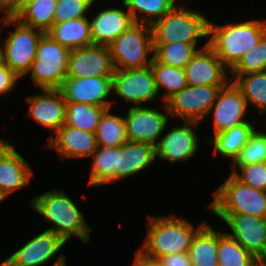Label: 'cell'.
I'll list each match as a JSON object with an SVG mask.
<instances>
[{
  "mask_svg": "<svg viewBox=\"0 0 266 266\" xmlns=\"http://www.w3.org/2000/svg\"><path fill=\"white\" fill-rule=\"evenodd\" d=\"M248 105L240 89L232 80L219 90L215 103L210 107L213 114L214 134L221 133L247 122L244 118Z\"/></svg>",
  "mask_w": 266,
  "mask_h": 266,
  "instance_id": "15",
  "label": "cell"
},
{
  "mask_svg": "<svg viewBox=\"0 0 266 266\" xmlns=\"http://www.w3.org/2000/svg\"><path fill=\"white\" fill-rule=\"evenodd\" d=\"M160 261L162 266H192L188 252L167 255Z\"/></svg>",
  "mask_w": 266,
  "mask_h": 266,
  "instance_id": "41",
  "label": "cell"
},
{
  "mask_svg": "<svg viewBox=\"0 0 266 266\" xmlns=\"http://www.w3.org/2000/svg\"><path fill=\"white\" fill-rule=\"evenodd\" d=\"M152 107H129L124 116L128 141L149 143L156 146L169 123V112Z\"/></svg>",
  "mask_w": 266,
  "mask_h": 266,
  "instance_id": "12",
  "label": "cell"
},
{
  "mask_svg": "<svg viewBox=\"0 0 266 266\" xmlns=\"http://www.w3.org/2000/svg\"><path fill=\"white\" fill-rule=\"evenodd\" d=\"M66 242L51 231L45 230L27 241L7 260L13 266H43L56 255Z\"/></svg>",
  "mask_w": 266,
  "mask_h": 266,
  "instance_id": "19",
  "label": "cell"
},
{
  "mask_svg": "<svg viewBox=\"0 0 266 266\" xmlns=\"http://www.w3.org/2000/svg\"><path fill=\"white\" fill-rule=\"evenodd\" d=\"M233 77V82L240 89L247 105H254L263 116L266 113V70Z\"/></svg>",
  "mask_w": 266,
  "mask_h": 266,
  "instance_id": "29",
  "label": "cell"
},
{
  "mask_svg": "<svg viewBox=\"0 0 266 266\" xmlns=\"http://www.w3.org/2000/svg\"><path fill=\"white\" fill-rule=\"evenodd\" d=\"M177 4L176 0H123L122 6L127 9L134 23L152 25L169 13ZM138 13L145 15L138 16ZM147 15V16H146ZM142 20V21H140Z\"/></svg>",
  "mask_w": 266,
  "mask_h": 266,
  "instance_id": "30",
  "label": "cell"
},
{
  "mask_svg": "<svg viewBox=\"0 0 266 266\" xmlns=\"http://www.w3.org/2000/svg\"><path fill=\"white\" fill-rule=\"evenodd\" d=\"M198 125L199 123L184 121V125L172 127L160 137L159 143L155 146L156 158L170 163L187 162L198 150Z\"/></svg>",
  "mask_w": 266,
  "mask_h": 266,
  "instance_id": "17",
  "label": "cell"
},
{
  "mask_svg": "<svg viewBox=\"0 0 266 266\" xmlns=\"http://www.w3.org/2000/svg\"><path fill=\"white\" fill-rule=\"evenodd\" d=\"M10 145L8 141L0 138V154Z\"/></svg>",
  "mask_w": 266,
  "mask_h": 266,
  "instance_id": "45",
  "label": "cell"
},
{
  "mask_svg": "<svg viewBox=\"0 0 266 266\" xmlns=\"http://www.w3.org/2000/svg\"><path fill=\"white\" fill-rule=\"evenodd\" d=\"M218 266H258L254 258L239 242L227 232L218 231Z\"/></svg>",
  "mask_w": 266,
  "mask_h": 266,
  "instance_id": "31",
  "label": "cell"
},
{
  "mask_svg": "<svg viewBox=\"0 0 266 266\" xmlns=\"http://www.w3.org/2000/svg\"><path fill=\"white\" fill-rule=\"evenodd\" d=\"M48 139L47 147L56 150L61 158L90 157L98 148L96 134L64 124Z\"/></svg>",
  "mask_w": 266,
  "mask_h": 266,
  "instance_id": "20",
  "label": "cell"
},
{
  "mask_svg": "<svg viewBox=\"0 0 266 266\" xmlns=\"http://www.w3.org/2000/svg\"><path fill=\"white\" fill-rule=\"evenodd\" d=\"M257 162H266V132L258 129L250 136L247 144L232 162L231 173L233 174L241 166Z\"/></svg>",
  "mask_w": 266,
  "mask_h": 266,
  "instance_id": "36",
  "label": "cell"
},
{
  "mask_svg": "<svg viewBox=\"0 0 266 266\" xmlns=\"http://www.w3.org/2000/svg\"><path fill=\"white\" fill-rule=\"evenodd\" d=\"M218 231L205 223L192 239L188 254L192 266H218Z\"/></svg>",
  "mask_w": 266,
  "mask_h": 266,
  "instance_id": "26",
  "label": "cell"
},
{
  "mask_svg": "<svg viewBox=\"0 0 266 266\" xmlns=\"http://www.w3.org/2000/svg\"><path fill=\"white\" fill-rule=\"evenodd\" d=\"M109 108L85 103H66L65 124L96 133L103 113Z\"/></svg>",
  "mask_w": 266,
  "mask_h": 266,
  "instance_id": "33",
  "label": "cell"
},
{
  "mask_svg": "<svg viewBox=\"0 0 266 266\" xmlns=\"http://www.w3.org/2000/svg\"><path fill=\"white\" fill-rule=\"evenodd\" d=\"M112 91L134 107L151 102L158 95L151 66L125 70H114Z\"/></svg>",
  "mask_w": 266,
  "mask_h": 266,
  "instance_id": "11",
  "label": "cell"
},
{
  "mask_svg": "<svg viewBox=\"0 0 266 266\" xmlns=\"http://www.w3.org/2000/svg\"><path fill=\"white\" fill-rule=\"evenodd\" d=\"M240 173H239V171ZM233 175L242 183L257 190L266 191V162L241 166Z\"/></svg>",
  "mask_w": 266,
  "mask_h": 266,
  "instance_id": "39",
  "label": "cell"
},
{
  "mask_svg": "<svg viewBox=\"0 0 266 266\" xmlns=\"http://www.w3.org/2000/svg\"><path fill=\"white\" fill-rule=\"evenodd\" d=\"M70 50L55 41L47 32L37 45L35 59L32 63V81L40 89H59L67 77Z\"/></svg>",
  "mask_w": 266,
  "mask_h": 266,
  "instance_id": "7",
  "label": "cell"
},
{
  "mask_svg": "<svg viewBox=\"0 0 266 266\" xmlns=\"http://www.w3.org/2000/svg\"><path fill=\"white\" fill-rule=\"evenodd\" d=\"M156 160L155 146L149 143L126 141L116 147L115 181L136 175Z\"/></svg>",
  "mask_w": 266,
  "mask_h": 266,
  "instance_id": "22",
  "label": "cell"
},
{
  "mask_svg": "<svg viewBox=\"0 0 266 266\" xmlns=\"http://www.w3.org/2000/svg\"><path fill=\"white\" fill-rule=\"evenodd\" d=\"M110 109L103 113L95 133L100 147H117L128 141L124 117L110 113Z\"/></svg>",
  "mask_w": 266,
  "mask_h": 266,
  "instance_id": "34",
  "label": "cell"
},
{
  "mask_svg": "<svg viewBox=\"0 0 266 266\" xmlns=\"http://www.w3.org/2000/svg\"><path fill=\"white\" fill-rule=\"evenodd\" d=\"M224 86H185L164 104V112L185 122L201 123L215 103L219 90Z\"/></svg>",
  "mask_w": 266,
  "mask_h": 266,
  "instance_id": "9",
  "label": "cell"
},
{
  "mask_svg": "<svg viewBox=\"0 0 266 266\" xmlns=\"http://www.w3.org/2000/svg\"><path fill=\"white\" fill-rule=\"evenodd\" d=\"M23 0H0V9L4 16H14L21 8Z\"/></svg>",
  "mask_w": 266,
  "mask_h": 266,
  "instance_id": "43",
  "label": "cell"
},
{
  "mask_svg": "<svg viewBox=\"0 0 266 266\" xmlns=\"http://www.w3.org/2000/svg\"><path fill=\"white\" fill-rule=\"evenodd\" d=\"M20 79L6 64L2 63L0 65V95H5L6 93L12 91L17 81Z\"/></svg>",
  "mask_w": 266,
  "mask_h": 266,
  "instance_id": "40",
  "label": "cell"
},
{
  "mask_svg": "<svg viewBox=\"0 0 266 266\" xmlns=\"http://www.w3.org/2000/svg\"><path fill=\"white\" fill-rule=\"evenodd\" d=\"M132 266H162L160 259L146 255L141 250H137Z\"/></svg>",
  "mask_w": 266,
  "mask_h": 266,
  "instance_id": "42",
  "label": "cell"
},
{
  "mask_svg": "<svg viewBox=\"0 0 266 266\" xmlns=\"http://www.w3.org/2000/svg\"><path fill=\"white\" fill-rule=\"evenodd\" d=\"M114 70L144 68L151 65L154 44L151 25L134 23L109 46Z\"/></svg>",
  "mask_w": 266,
  "mask_h": 266,
  "instance_id": "5",
  "label": "cell"
},
{
  "mask_svg": "<svg viewBox=\"0 0 266 266\" xmlns=\"http://www.w3.org/2000/svg\"><path fill=\"white\" fill-rule=\"evenodd\" d=\"M33 175L28 162L10 144L0 154V201L27 186Z\"/></svg>",
  "mask_w": 266,
  "mask_h": 266,
  "instance_id": "21",
  "label": "cell"
},
{
  "mask_svg": "<svg viewBox=\"0 0 266 266\" xmlns=\"http://www.w3.org/2000/svg\"><path fill=\"white\" fill-rule=\"evenodd\" d=\"M232 232H227L260 263H266V218L249 214H215Z\"/></svg>",
  "mask_w": 266,
  "mask_h": 266,
  "instance_id": "10",
  "label": "cell"
},
{
  "mask_svg": "<svg viewBox=\"0 0 266 266\" xmlns=\"http://www.w3.org/2000/svg\"><path fill=\"white\" fill-rule=\"evenodd\" d=\"M154 58L162 64L185 68L193 55L199 50L193 44L184 42L153 43Z\"/></svg>",
  "mask_w": 266,
  "mask_h": 266,
  "instance_id": "35",
  "label": "cell"
},
{
  "mask_svg": "<svg viewBox=\"0 0 266 266\" xmlns=\"http://www.w3.org/2000/svg\"><path fill=\"white\" fill-rule=\"evenodd\" d=\"M66 103H85L111 108L107 100L112 91V77H66L59 88Z\"/></svg>",
  "mask_w": 266,
  "mask_h": 266,
  "instance_id": "13",
  "label": "cell"
},
{
  "mask_svg": "<svg viewBox=\"0 0 266 266\" xmlns=\"http://www.w3.org/2000/svg\"><path fill=\"white\" fill-rule=\"evenodd\" d=\"M31 206L53 224L46 230L60 236L66 243L72 236H77L84 243L89 241L91 226L86 223L84 213L63 190L53 189L36 196Z\"/></svg>",
  "mask_w": 266,
  "mask_h": 266,
  "instance_id": "2",
  "label": "cell"
},
{
  "mask_svg": "<svg viewBox=\"0 0 266 266\" xmlns=\"http://www.w3.org/2000/svg\"><path fill=\"white\" fill-rule=\"evenodd\" d=\"M2 20L4 27L16 25L14 32L4 40L3 63L22 78L28 75L36 56L38 42L45 32L22 24L14 16H4Z\"/></svg>",
  "mask_w": 266,
  "mask_h": 266,
  "instance_id": "8",
  "label": "cell"
},
{
  "mask_svg": "<svg viewBox=\"0 0 266 266\" xmlns=\"http://www.w3.org/2000/svg\"><path fill=\"white\" fill-rule=\"evenodd\" d=\"M66 255H59L56 261L51 266H66Z\"/></svg>",
  "mask_w": 266,
  "mask_h": 266,
  "instance_id": "44",
  "label": "cell"
},
{
  "mask_svg": "<svg viewBox=\"0 0 266 266\" xmlns=\"http://www.w3.org/2000/svg\"><path fill=\"white\" fill-rule=\"evenodd\" d=\"M134 21L128 10L105 8L90 21L93 45L109 46Z\"/></svg>",
  "mask_w": 266,
  "mask_h": 266,
  "instance_id": "23",
  "label": "cell"
},
{
  "mask_svg": "<svg viewBox=\"0 0 266 266\" xmlns=\"http://www.w3.org/2000/svg\"><path fill=\"white\" fill-rule=\"evenodd\" d=\"M187 84L191 86H226L231 79L230 70L222 63L213 49L205 43L184 68Z\"/></svg>",
  "mask_w": 266,
  "mask_h": 266,
  "instance_id": "14",
  "label": "cell"
},
{
  "mask_svg": "<svg viewBox=\"0 0 266 266\" xmlns=\"http://www.w3.org/2000/svg\"><path fill=\"white\" fill-rule=\"evenodd\" d=\"M93 157L89 186L98 187L115 181L116 147H100L90 156Z\"/></svg>",
  "mask_w": 266,
  "mask_h": 266,
  "instance_id": "32",
  "label": "cell"
},
{
  "mask_svg": "<svg viewBox=\"0 0 266 266\" xmlns=\"http://www.w3.org/2000/svg\"><path fill=\"white\" fill-rule=\"evenodd\" d=\"M213 214H249L266 218V191L249 187L232 173L213 193Z\"/></svg>",
  "mask_w": 266,
  "mask_h": 266,
  "instance_id": "6",
  "label": "cell"
},
{
  "mask_svg": "<svg viewBox=\"0 0 266 266\" xmlns=\"http://www.w3.org/2000/svg\"><path fill=\"white\" fill-rule=\"evenodd\" d=\"M226 23L219 25L209 21L208 45L231 70L243 54L255 47L266 34V21L253 19Z\"/></svg>",
  "mask_w": 266,
  "mask_h": 266,
  "instance_id": "1",
  "label": "cell"
},
{
  "mask_svg": "<svg viewBox=\"0 0 266 266\" xmlns=\"http://www.w3.org/2000/svg\"><path fill=\"white\" fill-rule=\"evenodd\" d=\"M153 43L184 42L193 44L201 38L209 36V21L200 12L185 8L184 5L175 7L161 19L151 25Z\"/></svg>",
  "mask_w": 266,
  "mask_h": 266,
  "instance_id": "4",
  "label": "cell"
},
{
  "mask_svg": "<svg viewBox=\"0 0 266 266\" xmlns=\"http://www.w3.org/2000/svg\"><path fill=\"white\" fill-rule=\"evenodd\" d=\"M47 33L69 50L93 45L90 20L87 17L53 24Z\"/></svg>",
  "mask_w": 266,
  "mask_h": 266,
  "instance_id": "24",
  "label": "cell"
},
{
  "mask_svg": "<svg viewBox=\"0 0 266 266\" xmlns=\"http://www.w3.org/2000/svg\"><path fill=\"white\" fill-rule=\"evenodd\" d=\"M42 92L27 97V116L56 133L65 124L66 102L59 89H42Z\"/></svg>",
  "mask_w": 266,
  "mask_h": 266,
  "instance_id": "18",
  "label": "cell"
},
{
  "mask_svg": "<svg viewBox=\"0 0 266 266\" xmlns=\"http://www.w3.org/2000/svg\"><path fill=\"white\" fill-rule=\"evenodd\" d=\"M96 0H57L54 11V24L86 17V12Z\"/></svg>",
  "mask_w": 266,
  "mask_h": 266,
  "instance_id": "38",
  "label": "cell"
},
{
  "mask_svg": "<svg viewBox=\"0 0 266 266\" xmlns=\"http://www.w3.org/2000/svg\"><path fill=\"white\" fill-rule=\"evenodd\" d=\"M255 130V126L247 121L232 129L216 133L212 139H208L209 141L205 142L214 147L215 155L218 153L233 162Z\"/></svg>",
  "mask_w": 266,
  "mask_h": 266,
  "instance_id": "25",
  "label": "cell"
},
{
  "mask_svg": "<svg viewBox=\"0 0 266 266\" xmlns=\"http://www.w3.org/2000/svg\"><path fill=\"white\" fill-rule=\"evenodd\" d=\"M3 63V48L0 46V65Z\"/></svg>",
  "mask_w": 266,
  "mask_h": 266,
  "instance_id": "47",
  "label": "cell"
},
{
  "mask_svg": "<svg viewBox=\"0 0 266 266\" xmlns=\"http://www.w3.org/2000/svg\"><path fill=\"white\" fill-rule=\"evenodd\" d=\"M113 73L108 46L92 45L70 50L67 77H112Z\"/></svg>",
  "mask_w": 266,
  "mask_h": 266,
  "instance_id": "16",
  "label": "cell"
},
{
  "mask_svg": "<svg viewBox=\"0 0 266 266\" xmlns=\"http://www.w3.org/2000/svg\"><path fill=\"white\" fill-rule=\"evenodd\" d=\"M35 0H23V2H33Z\"/></svg>",
  "mask_w": 266,
  "mask_h": 266,
  "instance_id": "48",
  "label": "cell"
},
{
  "mask_svg": "<svg viewBox=\"0 0 266 266\" xmlns=\"http://www.w3.org/2000/svg\"><path fill=\"white\" fill-rule=\"evenodd\" d=\"M205 223L201 222L194 229L191 222L178 216L150 215L146 239L139 249L146 255L158 259L167 255L188 252L193 237Z\"/></svg>",
  "mask_w": 266,
  "mask_h": 266,
  "instance_id": "3",
  "label": "cell"
},
{
  "mask_svg": "<svg viewBox=\"0 0 266 266\" xmlns=\"http://www.w3.org/2000/svg\"><path fill=\"white\" fill-rule=\"evenodd\" d=\"M150 66L158 94L161 89L165 90L164 95H162L164 103L188 85L183 68L162 64L155 58H153Z\"/></svg>",
  "mask_w": 266,
  "mask_h": 266,
  "instance_id": "28",
  "label": "cell"
},
{
  "mask_svg": "<svg viewBox=\"0 0 266 266\" xmlns=\"http://www.w3.org/2000/svg\"><path fill=\"white\" fill-rule=\"evenodd\" d=\"M0 266H13L7 259L3 261Z\"/></svg>",
  "mask_w": 266,
  "mask_h": 266,
  "instance_id": "46",
  "label": "cell"
},
{
  "mask_svg": "<svg viewBox=\"0 0 266 266\" xmlns=\"http://www.w3.org/2000/svg\"><path fill=\"white\" fill-rule=\"evenodd\" d=\"M57 0H35L22 2L14 14L22 24L47 32L54 24V11Z\"/></svg>",
  "mask_w": 266,
  "mask_h": 266,
  "instance_id": "27",
  "label": "cell"
},
{
  "mask_svg": "<svg viewBox=\"0 0 266 266\" xmlns=\"http://www.w3.org/2000/svg\"><path fill=\"white\" fill-rule=\"evenodd\" d=\"M266 70V34L251 50L243 54L239 62L230 70L231 75H245Z\"/></svg>",
  "mask_w": 266,
  "mask_h": 266,
  "instance_id": "37",
  "label": "cell"
}]
</instances>
